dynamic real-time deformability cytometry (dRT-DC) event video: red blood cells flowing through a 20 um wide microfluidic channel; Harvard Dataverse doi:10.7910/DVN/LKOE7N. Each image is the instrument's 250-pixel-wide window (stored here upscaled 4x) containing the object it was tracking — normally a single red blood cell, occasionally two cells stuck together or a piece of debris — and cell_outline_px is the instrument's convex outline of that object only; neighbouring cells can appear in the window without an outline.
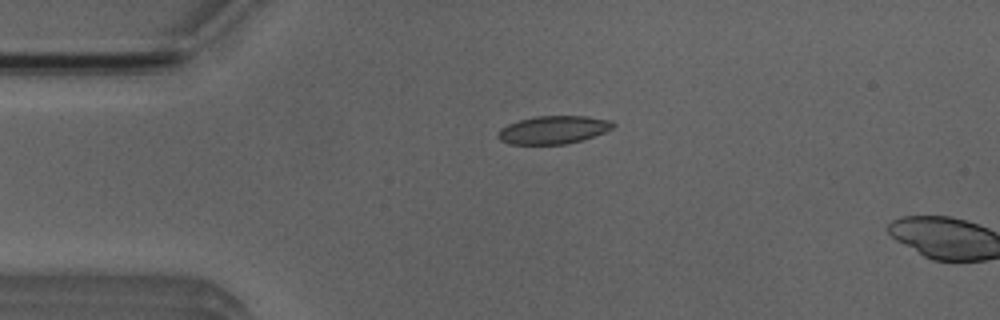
{"species": "Egyptian fruit bat (a non-hibernating species)", "species_latin": "Rousettus aegyptiacus", "temperature_condition": "room temperature", "stored_images_in_passage": 14, "camera_frame_rate_fps": 3000, "um_per_image_px": 0.085, "animal": {"sex": "male"}, "frame": {"image": 1, "passage_image": 12, "time_ms": 3.667, "image_size_px": [1000, 320], "cell_outline_px": [[616, 124], [612, 128], [604, 132], [580, 140], [564, 144], [508, 144], [500, 140], [496, 136], [496, 132], [500, 128], [508, 124], [520, 120], [536, 116], [588, 116], [612, 120]], "centroid_in_image_um": [47.0, 11.03], "position_along_channel_um": 38.0, "area_um2": 18.79}}